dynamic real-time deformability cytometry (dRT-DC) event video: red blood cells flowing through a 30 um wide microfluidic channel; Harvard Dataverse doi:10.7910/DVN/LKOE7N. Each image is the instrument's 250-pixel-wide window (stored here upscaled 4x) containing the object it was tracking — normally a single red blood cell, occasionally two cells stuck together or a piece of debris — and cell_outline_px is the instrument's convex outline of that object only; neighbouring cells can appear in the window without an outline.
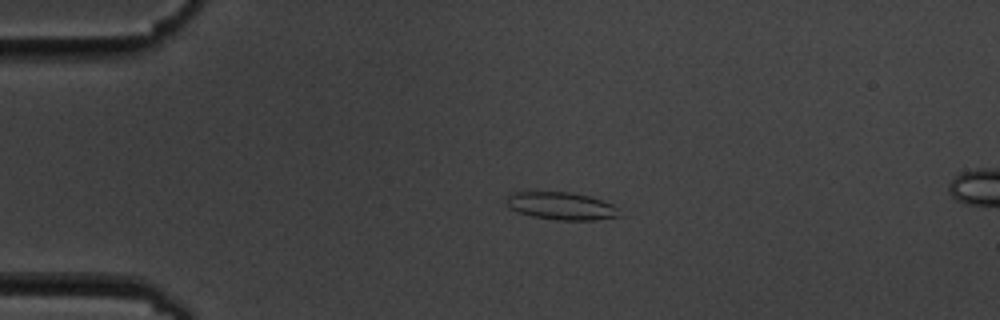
{"species": "common noctule bat (a hibernating species)", "species_latin": "Nyctalus noctula", "temperature_condition": "cold", "stored_images_in_passage": 5, "camera_frame_rate_fps": 3000, "um_per_image_px": 0.085, "animal": {"sex": "male", "body_mass_g": 19.5, "forearm_length_mm": 54.6}, "frame": {"image": 1, "passage_image": 3, "time_ms": 2.333, "image_size_px": [1000, 320], "cell_outline_px": [[624, 216], [596, 220], [556, 220], [532, 216], [516, 212], [508, 208], [508, 196], [516, 192], [568, 192], [588, 196], [612, 204]], "centroid_in_image_um": [47.74, 17.53], "position_along_channel_um": 37.3, "area_um2": 18.09}}